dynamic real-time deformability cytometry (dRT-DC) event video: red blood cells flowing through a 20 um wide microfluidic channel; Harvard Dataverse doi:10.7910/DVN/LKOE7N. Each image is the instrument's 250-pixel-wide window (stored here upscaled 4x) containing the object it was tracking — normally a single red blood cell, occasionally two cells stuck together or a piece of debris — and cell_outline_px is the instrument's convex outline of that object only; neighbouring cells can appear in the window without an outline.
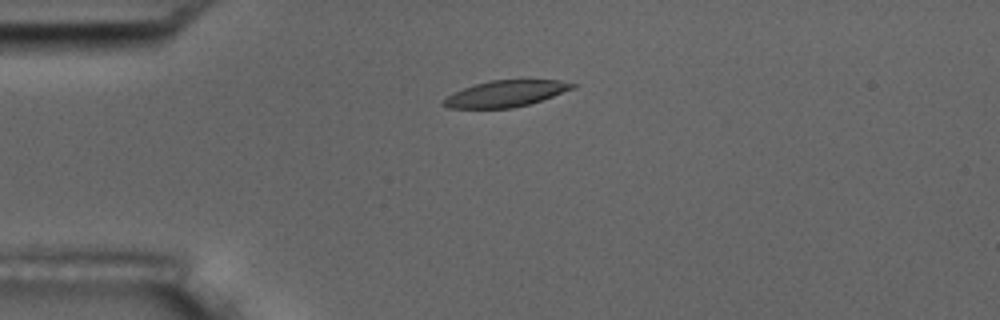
{"species": "common noctule bat (a hibernating species)", "species_latin": "Nyctalus noctula", "temperature_condition": "room temperature", "stored_images_in_passage": 4, "camera_frame_rate_fps": 3000, "um_per_image_px": 0.085, "animal": {"sex": "male", "body_mass_g": 17.5, "forearm_length_mm": 52.3}, "frame": {"image": 1, "passage_image": 4, "time_ms": 3.333, "image_size_px": [1000, 320], "cell_outline_px": [[576, 88], [528, 104], [512, 108], [448, 108], [440, 104], [448, 96], [464, 88], [488, 80], [560, 80], [576, 84]], "centroid_in_image_um": [42.99, 7.96], "position_along_channel_um": 42.0, "area_um2": 19.54}}